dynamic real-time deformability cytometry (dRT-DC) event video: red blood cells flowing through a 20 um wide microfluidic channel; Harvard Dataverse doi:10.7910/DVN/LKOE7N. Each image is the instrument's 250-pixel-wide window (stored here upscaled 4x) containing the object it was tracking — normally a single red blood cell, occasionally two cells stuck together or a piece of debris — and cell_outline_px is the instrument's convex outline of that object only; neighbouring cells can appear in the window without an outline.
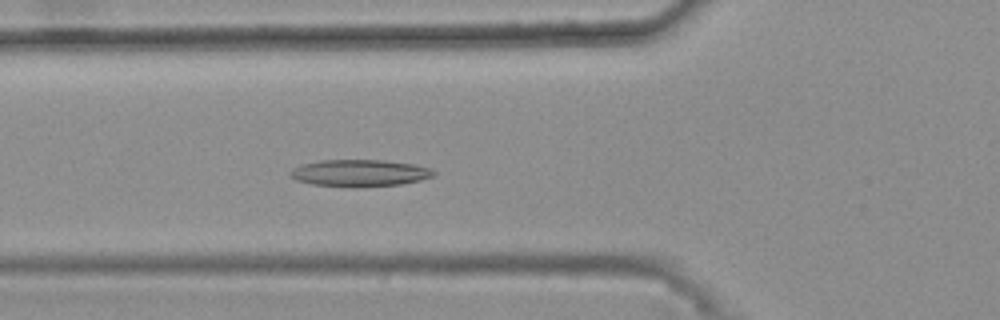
{"species": "common noctule bat (a hibernating species)", "species_latin": "Nyctalus noctula", "temperature_condition": "warm", "stored_images_in_passage": 39, "camera_frame_rate_fps": 3000, "um_per_image_px": 0.085, "animal": {"sex": "female", "body_mass_g": 25.1}, "frame": {"image": 1, "passage_image": 13, "time_ms": 4.0, "image_size_px": [1000, 320], "cell_outline_px": [[436, 176], [420, 180], [400, 184], [356, 188], [352, 188], [312, 184], [296, 180], [288, 176], [288, 172], [292, 168], [304, 164], [320, 160], [384, 160], [412, 164], [432, 168], [436, 172]], "centroid_in_image_um": [30.56, 14.72], "position_along_channel_um": 95.2, "area_um2": 22.83}}
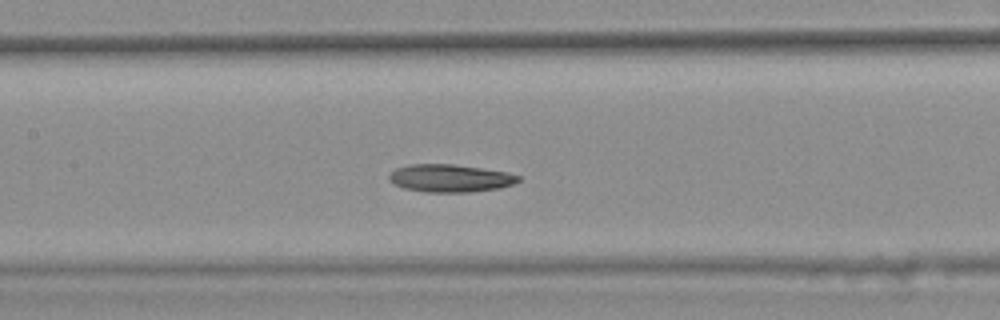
{"frame": {"image": 2, "passage_image": 19, "time_ms": 6.0, "image_size_px": [1000, 320], "cell_outline_px": [[520, 180], [512, 184], [496, 188], [472, 192], [424, 192], [404, 188], [388, 180], [388, 176], [396, 168], [408, 164], [452, 164], [508, 172], [520, 176]], "centroid_in_image_um": [38.23, 15.14], "position_along_channel_um": 169.2, "area_um2": 20.75}}
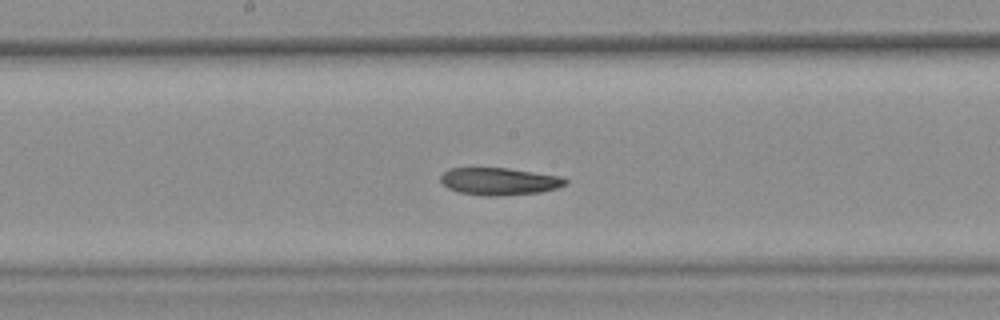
{"frame": {"image": 3, "passage_image": 22, "time_ms": 7.0, "image_size_px": [1000, 320], "cell_outline_px": [[568, 184], [556, 188], [540, 192], [496, 196], [484, 196], [460, 192], [448, 188], [440, 180], [440, 176], [448, 168], [508, 168], [560, 176], [568, 180]], "centroid_in_image_um": [42.44, 15.41], "position_along_channel_um": 205.8, "area_um2": 19.83}, "authors_computed_cell_mechanics": {"area_um2": 20.7502, "velocity_mm_per_s": 3.6897, "shape_relaxation_time_tau1_ms": null, "shape_relaxation_time_tau2_ms": 6.608, "deformation_change_tau1": null, "deformation_change_tau2": 0.1554}}